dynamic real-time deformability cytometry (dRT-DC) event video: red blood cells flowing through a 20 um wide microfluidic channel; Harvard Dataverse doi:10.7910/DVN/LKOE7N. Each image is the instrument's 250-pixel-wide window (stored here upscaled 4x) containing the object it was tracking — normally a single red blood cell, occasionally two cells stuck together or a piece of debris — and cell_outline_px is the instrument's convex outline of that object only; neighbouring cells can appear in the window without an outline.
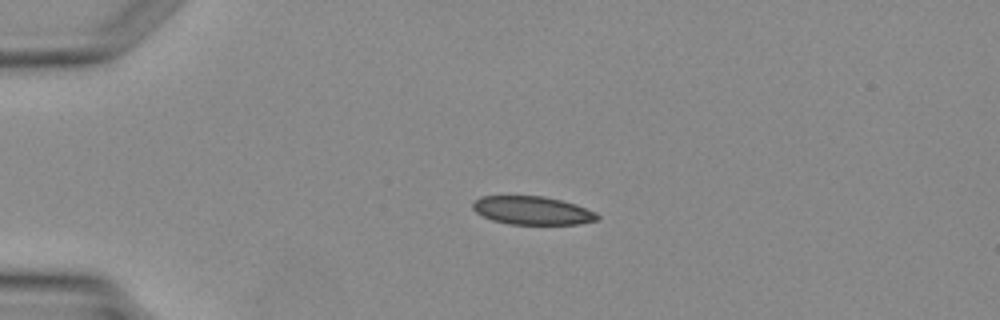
{"species": "Egyptian fruit bat (a non-hibernating species)", "species_latin": "Rousettus aegyptiacus", "temperature_condition": "warm", "stored_images_in_passage": 3, "camera_frame_rate_fps": 3000, "um_per_image_px": 0.085, "animal": {"sex": "female"}, "frame": {"image": 1, "passage_image": 2, "time_ms": 2.0, "image_size_px": [1000, 320], "cell_outline_px": [[600, 220], [580, 224], [508, 224], [492, 220], [476, 212], [472, 208], [472, 204], [480, 196], [544, 196], [576, 204], [596, 212], [600, 216]], "centroid_in_image_um": [45.28, 17.89], "position_along_channel_um": 39.7, "area_um2": 20.63}}